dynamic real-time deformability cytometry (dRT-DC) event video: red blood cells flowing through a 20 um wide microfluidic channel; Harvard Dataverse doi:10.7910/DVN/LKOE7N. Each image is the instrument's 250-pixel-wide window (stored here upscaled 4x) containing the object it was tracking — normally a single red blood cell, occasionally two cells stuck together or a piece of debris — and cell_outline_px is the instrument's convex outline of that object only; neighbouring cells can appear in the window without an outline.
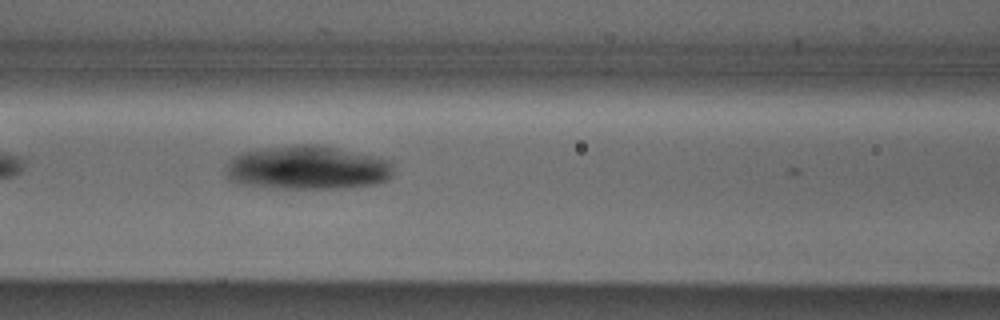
{"species": "Egyptian fruit bat (a non-hibernating species)", "species_latin": "Rousettus aegyptiacus", "temperature_condition": "cold", "stored_images_in_passage": 10, "camera_frame_rate_fps": 3000, "um_per_image_px": 0.085, "animal": {"sex": "male"}, "frame": {"image": 1, "passage_image": 7, "time_ms": 2.0, "image_size_px": [1000, 320], "cell_outline_px": [[392, 172], [388, 180], [372, 184], [340, 188], [268, 188], [236, 184], [228, 176], [228, 164], [236, 156], [244, 152], [256, 148], [296, 144], [312, 144], [336, 148], [388, 160], [392, 164]], "centroid_in_image_um": [26.09, 14.26], "position_along_channel_um": 140.5, "area_um2": 42.48}}